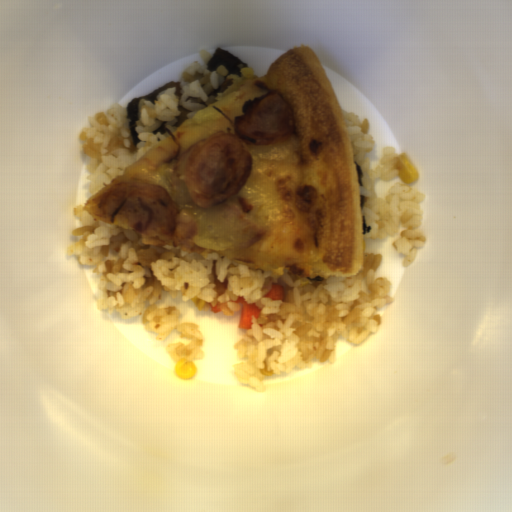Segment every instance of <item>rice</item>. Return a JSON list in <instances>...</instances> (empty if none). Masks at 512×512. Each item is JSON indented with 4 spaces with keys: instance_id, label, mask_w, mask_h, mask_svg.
<instances>
[{
    "instance_id": "obj_3",
    "label": "rice",
    "mask_w": 512,
    "mask_h": 512,
    "mask_svg": "<svg viewBox=\"0 0 512 512\" xmlns=\"http://www.w3.org/2000/svg\"><path fill=\"white\" fill-rule=\"evenodd\" d=\"M341 110L354 153V163H358L363 172L359 190L360 195L365 197V203L361 216H364L366 225H370V231L362 234L363 241H378L386 236H394L393 245L404 259L402 266L408 267L427 242V235L421 230L426 193L401 182L396 183L386 197L375 196L376 181L401 179L398 171L400 156L392 146H386L377 168H371L367 155L376 144L370 134L371 121L361 120L352 111Z\"/></svg>"
},
{
    "instance_id": "obj_1",
    "label": "rice",
    "mask_w": 512,
    "mask_h": 512,
    "mask_svg": "<svg viewBox=\"0 0 512 512\" xmlns=\"http://www.w3.org/2000/svg\"><path fill=\"white\" fill-rule=\"evenodd\" d=\"M73 208L81 220L72 228L75 240L66 255L98 274L95 308L122 319H138L156 339L176 331L180 341L166 352L179 360L201 361L205 338L196 326L181 319L178 307L160 308L162 295L205 301L204 310L234 316L243 311L242 296L260 309L251 328L234 344L239 362L234 366L238 383L266 393L264 381L272 375L307 370L316 362H338L340 339L359 345L382 328L380 308L395 301L391 281L376 277L382 255L363 251V268L357 276L329 275L309 278L271 274L220 255L149 246L141 233L110 226ZM273 284L284 289V300L265 299Z\"/></svg>"
},
{
    "instance_id": "obj_2",
    "label": "rice",
    "mask_w": 512,
    "mask_h": 512,
    "mask_svg": "<svg viewBox=\"0 0 512 512\" xmlns=\"http://www.w3.org/2000/svg\"><path fill=\"white\" fill-rule=\"evenodd\" d=\"M213 55L200 51L199 60L184 69L179 82L181 97L172 87L159 93L156 103L147 99L138 102L137 145L131 139L128 107L123 103H112L105 111L89 117L80 141L89 156L85 170L89 173L90 197L177 128L180 105L190 110L188 118L194 117L199 110L236 91L245 80L259 78L248 66L241 69L240 75H229L222 65L210 71L206 63Z\"/></svg>"
}]
</instances>
